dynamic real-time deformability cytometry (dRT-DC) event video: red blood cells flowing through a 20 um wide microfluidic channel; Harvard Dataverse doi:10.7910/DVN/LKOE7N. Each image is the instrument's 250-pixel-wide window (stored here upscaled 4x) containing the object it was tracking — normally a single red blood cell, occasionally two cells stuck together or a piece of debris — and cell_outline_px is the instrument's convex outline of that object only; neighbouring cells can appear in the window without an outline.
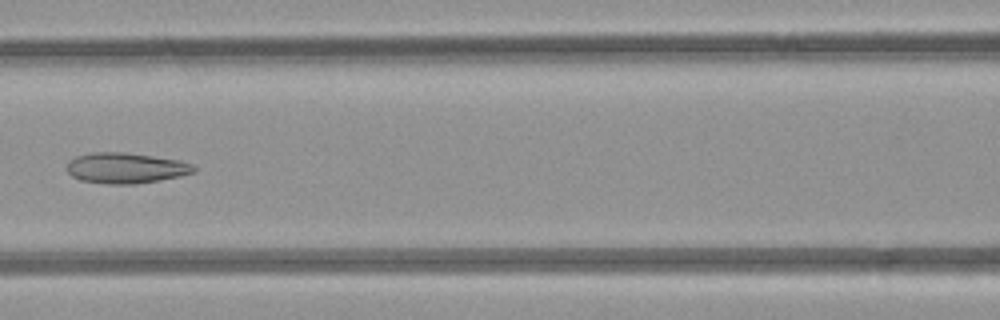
{"species": "common noctule bat (a hibernating species)", "species_latin": "Nyctalus noctula", "temperature_condition": "room temperature", "stored_images_in_passage": 6, "camera_frame_rate_fps": 3000, "um_per_image_px": 0.085, "animal": {"sex": "female", "body_mass_g": 21.9}, "frame": {"image": 1, "passage_image": 5, "time_ms": 5.333, "image_size_px": [1000, 320], "cell_outline_px": [[196, 172], [180, 176], [160, 180], [136, 184], [108, 184], [80, 180], [72, 176], [64, 168], [68, 160], [76, 156], [92, 152], [124, 152], [180, 160], [192, 164], [196, 168]], "centroid_in_image_um": [10.66, 14.28], "position_along_channel_um": 155.9, "area_um2": 22.89}}
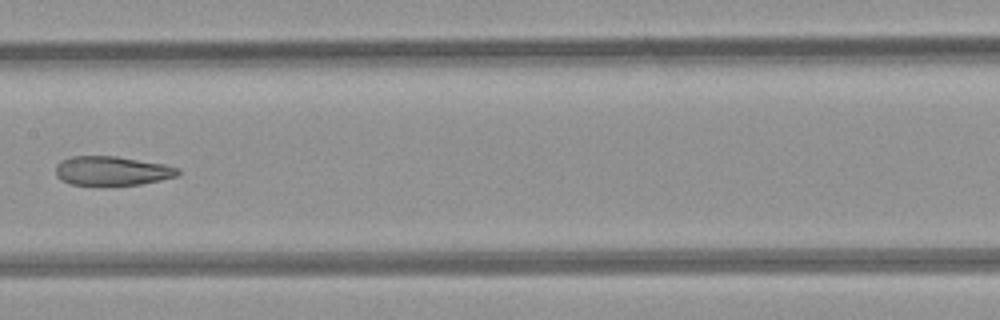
{"frame": {"image": 2, "passage_image": 6, "time_ms": 6.333, "image_size_px": [1000, 320], "cell_outline_px": [[180, 172], [176, 176], [160, 180], [140, 184], [100, 188], [72, 184], [60, 180], [56, 176], [56, 164], [60, 160], [72, 156], [116, 156], [164, 164], [180, 168]], "centroid_in_image_um": [9.47, 14.56], "position_along_channel_um": 197.9, "area_um2": 21.56}}